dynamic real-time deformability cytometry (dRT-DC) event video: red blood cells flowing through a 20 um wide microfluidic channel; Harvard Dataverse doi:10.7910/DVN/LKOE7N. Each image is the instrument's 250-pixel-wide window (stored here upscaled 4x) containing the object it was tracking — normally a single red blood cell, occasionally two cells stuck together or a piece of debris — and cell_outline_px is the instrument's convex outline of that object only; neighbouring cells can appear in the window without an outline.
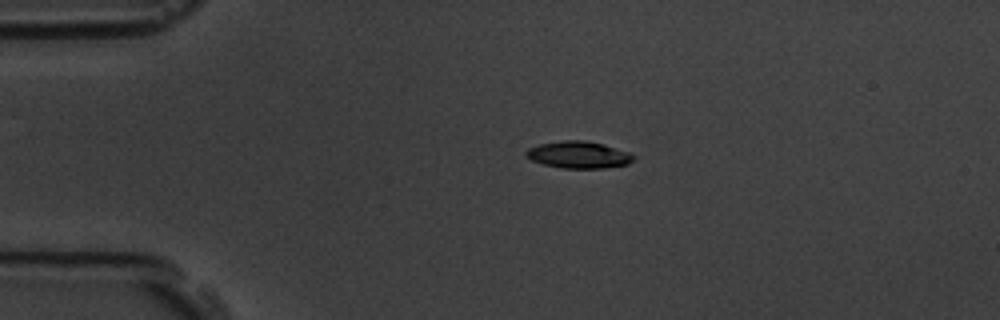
{"species": "common noctule bat (a hibernating species)", "species_latin": "Nyctalus noctula", "temperature_condition": "room temperature", "stored_images_in_passage": 40, "camera_frame_rate_fps": 3000, "um_per_image_px": 0.085, "animal": {"sex": "male", "body_mass_g": 19.5, "forearm_length_mm": 54.6}, "frame": {"image": 1, "passage_image": 2, "time_ms": 0.333, "image_size_px": [1000, 320], "cell_outline_px": [[636, 156], [628, 164], [604, 168], [560, 168], [544, 164], [532, 160], [524, 156], [524, 152], [528, 148], [540, 144], [564, 140], [584, 140], [604, 144], [628, 152]], "centroid_in_image_um": [49.16, 13.15], "position_along_channel_um": 35.8, "area_um2": 16.88}}
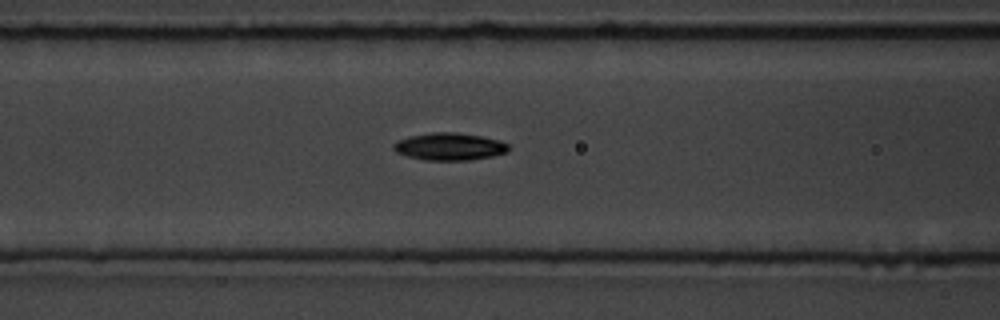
{"frame": {"image": 2, "passage_image": 13, "time_ms": 4.0, "image_size_px": [1000, 320], "cell_outline_px": [[508, 152], [492, 156], [468, 160], [424, 160], [408, 156], [396, 152], [392, 148], [392, 144], [396, 140], [408, 136], [432, 132], [456, 132], [480, 136], [500, 140], [508, 144]], "centroid_in_image_um": [38.17, 12.45], "position_along_channel_um": 128.4, "area_um2": 18.44}}
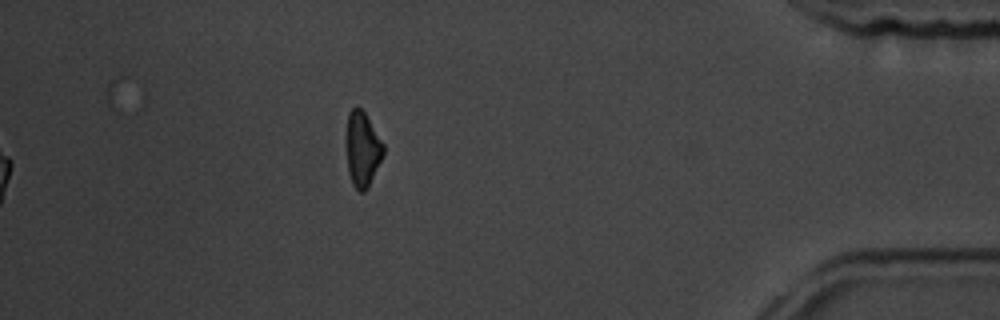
{"frame": {"image": 3, "passage_image": 40, "time_ms": 13.0, "image_size_px": [1000, 320], "cell_outline_px": [[384, 152], [368, 188], [364, 192], [360, 192], [352, 184], [348, 172], [344, 140], [344, 136], [348, 112], [356, 104], [364, 112], [384, 144]], "centroid_in_image_um": [30.75, 12.64], "position_along_channel_um": 404.5, "area_um2": 16.65}, "authors_computed_cell_mechanics": {"area_um2": 17.3689, "velocity_mm_per_s": 3.5809, "shape_relaxation_time_tau1_ms": 2.8819, "shape_relaxation_time_tau2_ms": 10.6955, "deformation_change_tau1": 0.1073, "deformation_change_tau2": 0.1776}}